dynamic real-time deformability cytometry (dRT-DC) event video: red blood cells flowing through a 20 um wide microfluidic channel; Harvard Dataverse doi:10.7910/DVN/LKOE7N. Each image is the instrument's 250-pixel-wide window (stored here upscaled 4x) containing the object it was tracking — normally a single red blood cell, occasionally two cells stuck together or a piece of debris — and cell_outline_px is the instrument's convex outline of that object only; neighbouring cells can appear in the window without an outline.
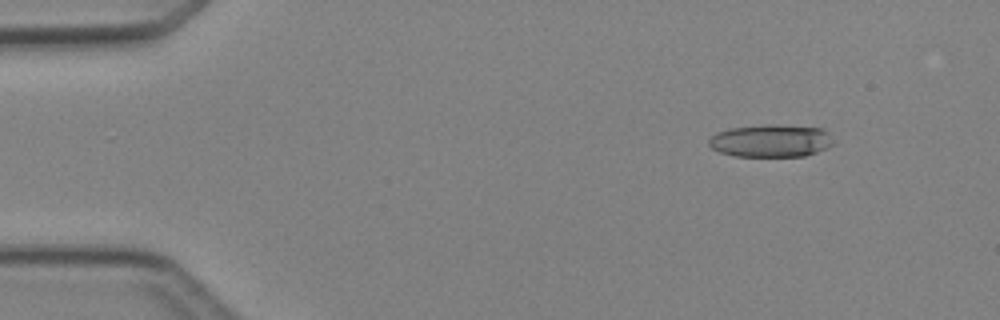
{"species": "Egyptian fruit bat (a non-hibernating species)", "species_latin": "Rousettus aegyptiacus", "temperature_condition": "cold", "stored_images_in_passage": 4, "camera_frame_rate_fps": 3000, "um_per_image_px": 0.085, "animal": {"sex": "female"}, "frame": {"image": 1, "passage_image": 2, "time_ms": 1.0, "image_size_px": [1000, 320], "cell_outline_px": [[832, 144], [828, 148], [804, 156], [736, 156], [720, 152], [712, 148], [708, 144], [708, 140], [716, 132], [728, 128], [764, 124], [776, 124], [820, 128], [828, 132]], "centroid_in_image_um": [65.49, 11.95], "position_along_channel_um": 19.5, "area_um2": 23.7}}
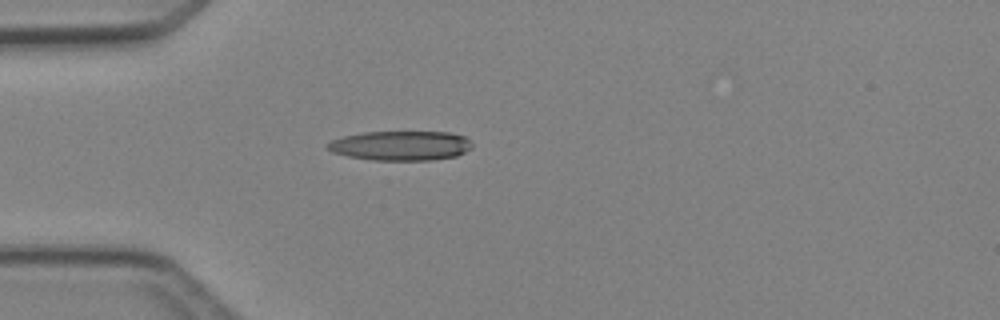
{"frame": {"image": 2, "passage_image": 4, "time_ms": 3.667, "image_size_px": [1000, 320], "cell_outline_px": [[472, 148], [456, 156], [432, 160], [372, 160], [348, 156], [332, 152], [324, 144], [332, 140], [344, 136], [364, 132], [448, 132], [464, 136], [472, 144]], "centroid_in_image_um": [34.05, 12.38], "position_along_channel_um": 51.0, "area_um2": 24.85}}